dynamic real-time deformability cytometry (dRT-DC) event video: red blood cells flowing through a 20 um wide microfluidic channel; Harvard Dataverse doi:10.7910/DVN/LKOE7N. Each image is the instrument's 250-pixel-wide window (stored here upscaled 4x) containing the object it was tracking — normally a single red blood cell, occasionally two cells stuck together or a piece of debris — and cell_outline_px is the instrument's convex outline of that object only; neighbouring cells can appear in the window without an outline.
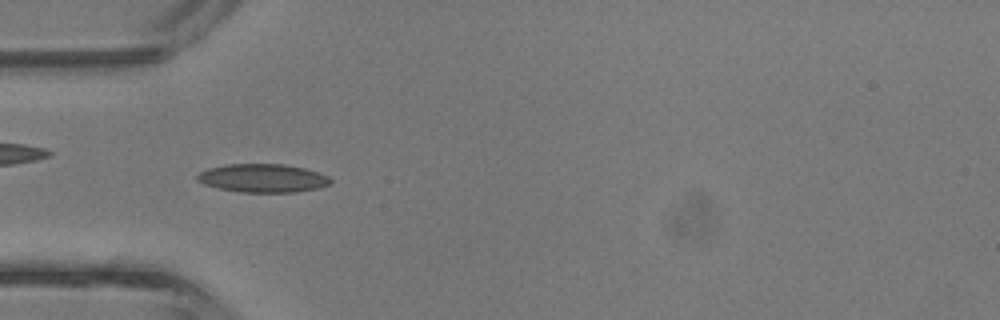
{"species": "common noctule bat (a hibernating species)", "species_latin": "Nyctalus noctula", "temperature_condition": "room temperature", "stored_images_in_passage": 5, "camera_frame_rate_fps": 3000, "um_per_image_px": 0.085, "animal": {"sex": "male", "body_mass_g": 13.3}, "frame": {"image": 1, "passage_image": 4, "time_ms": 1.0, "image_size_px": [1000, 320], "cell_outline_px": [[332, 184], [320, 188], [296, 192], [240, 192], [220, 188], [204, 184], [196, 180], [196, 176], [200, 172], [208, 168], [224, 164], [284, 164], [304, 168], [328, 176], [332, 180]], "centroid_in_image_um": [22.35, 15.14], "position_along_channel_um": 62.7, "area_um2": 22.14}}
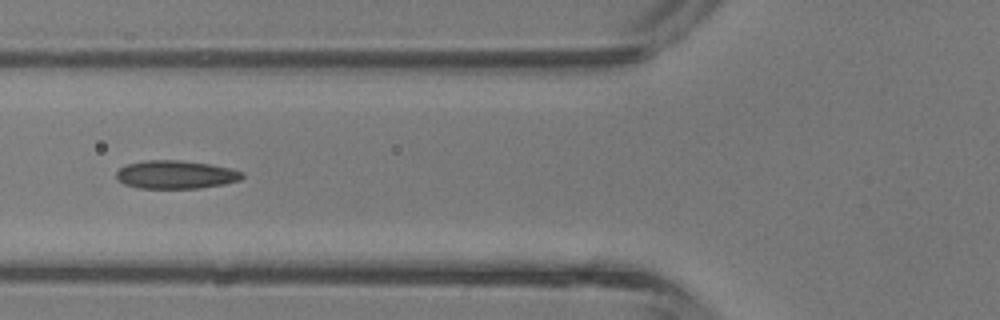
{"frame": {"image": 2, "passage_image": 5, "time_ms": 1.333, "image_size_px": [1000, 320], "cell_outline_px": [[244, 176], [240, 180], [224, 184], [200, 188], [136, 188], [124, 184], [116, 176], [116, 172], [120, 168], [128, 164], [144, 160], [180, 160], [212, 164], [244, 172]], "centroid_in_image_um": [14.95, 14.84], "position_along_channel_um": 110.8, "area_um2": 20.75}}